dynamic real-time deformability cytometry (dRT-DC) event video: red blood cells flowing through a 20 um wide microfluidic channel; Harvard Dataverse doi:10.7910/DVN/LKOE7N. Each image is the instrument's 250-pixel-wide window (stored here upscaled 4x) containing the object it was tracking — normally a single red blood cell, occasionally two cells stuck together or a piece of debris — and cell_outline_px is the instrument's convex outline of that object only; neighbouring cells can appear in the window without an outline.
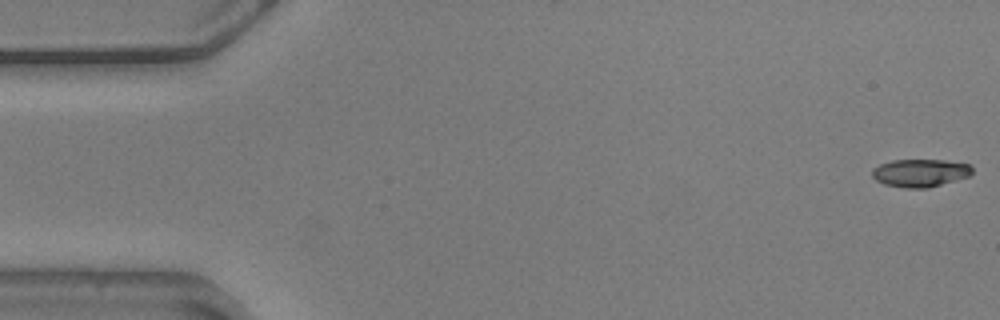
{"species": "common noctule bat (a hibernating species)", "species_latin": "Nyctalus noctula", "temperature_condition": "warm", "stored_images_in_passage": 56, "camera_frame_rate_fps": 3000, "um_per_image_px": 0.085, "animal": {"sex": "male", "body_mass_g": 20.5, "forearm_length_mm": 52.5}, "frame": {"image": 1, "passage_image": 1, "time_ms": 0.0, "image_size_px": [1000, 320], "cell_outline_px": [[972, 172], [968, 176], [928, 188], [904, 188], [884, 184], [876, 180], [872, 176], [872, 168], [880, 164], [892, 160], [944, 160], [968, 164], [972, 168]], "centroid_in_image_um": [78.17, 14.7], "position_along_channel_um": 6.8, "area_um2": 16.13}}
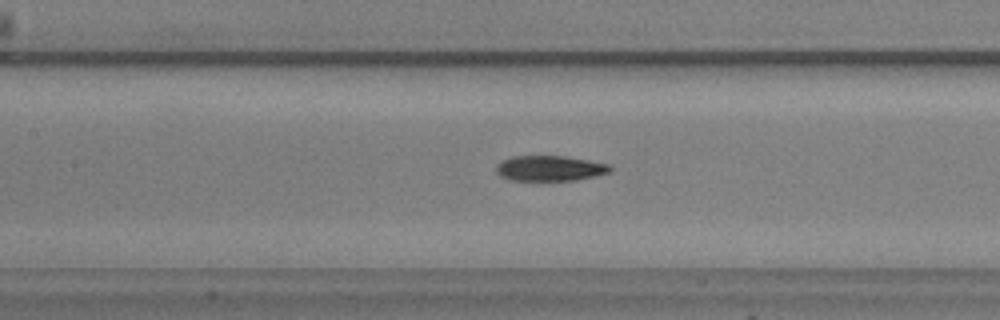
{"frame": {"image": 2, "passage_image": 25, "time_ms": 8.0, "image_size_px": [1000, 320], "cell_outline_px": [[612, 168], [608, 172], [596, 176], [576, 180], [508, 180], [500, 176], [496, 172], [496, 164], [500, 160], [512, 156], [564, 156], [588, 160], [608, 164]], "centroid_in_image_um": [46.68, 14.3], "position_along_channel_um": 160.7, "area_um2": 16.88}}
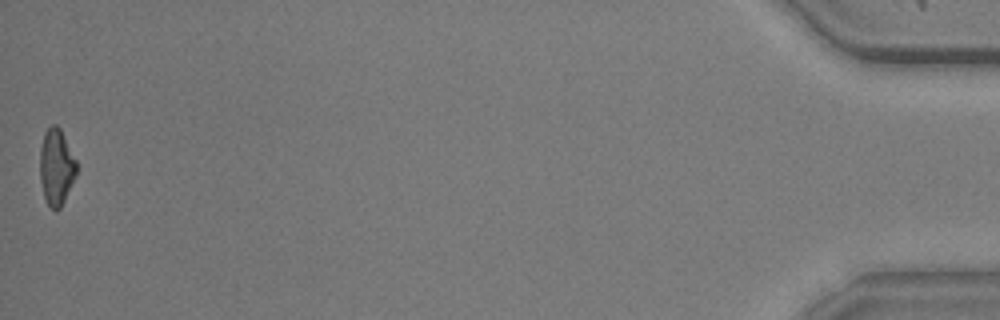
{"frame": {"image": 3, "passage_image": 56, "time_ms": 18.333, "image_size_px": [1000, 320], "cell_outline_px": [[76, 176], [60, 208], [56, 212], [48, 204], [44, 196], [40, 180], [40, 148], [44, 132], [52, 124], [56, 124], [60, 128], [76, 160]], "centroid_in_image_um": [4.78, 14.18], "position_along_channel_um": 430.4, "area_um2": 16.18}, "authors_computed_cell_mechanics": {"area_um2": 16.8776, "velocity_mm_per_s": 3.5984, "shape_relaxation_time_tau1_ms": 5.9296, "shape_relaxation_time_tau2_ms": 5.55, "deformation_change_tau1": 0.1956, "deformation_change_tau2": 0.1425}}